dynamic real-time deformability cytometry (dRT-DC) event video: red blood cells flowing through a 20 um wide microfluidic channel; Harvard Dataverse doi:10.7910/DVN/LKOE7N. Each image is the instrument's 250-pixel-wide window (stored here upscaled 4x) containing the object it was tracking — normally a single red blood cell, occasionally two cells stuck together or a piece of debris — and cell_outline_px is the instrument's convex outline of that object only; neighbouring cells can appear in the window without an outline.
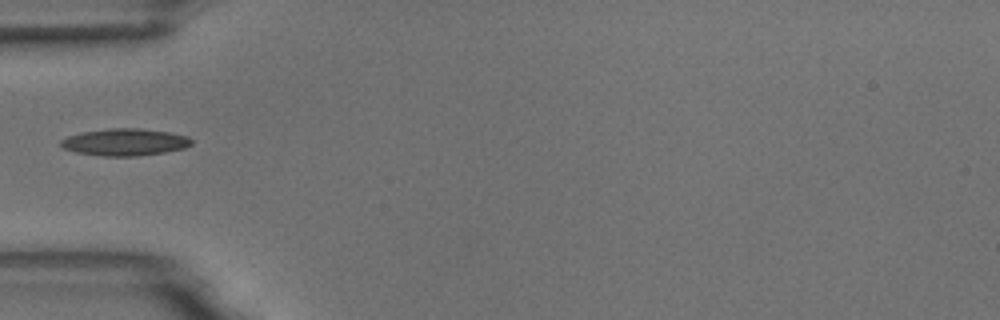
{"species": "common noctule bat (a hibernating species)", "species_latin": "Nyctalus noctula", "temperature_condition": "room temperature", "stored_images_in_passage": 2, "camera_frame_rate_fps": 3000, "um_per_image_px": 0.085, "animal": {"sex": "male", "body_mass_g": 18.8}, "frame": {"image": 1, "passage_image": 1, "time_ms": 0.0, "image_size_px": [1000, 320], "cell_outline_px": [[192, 144], [184, 148], [164, 152], [136, 156], [100, 156], [76, 152], [64, 148], [60, 144], [60, 140], [68, 136], [84, 132], [108, 128], [140, 128], [168, 132], [188, 136], [192, 140]], "centroid_in_image_um": [10.62, 12.08], "position_along_channel_um": 74.4, "area_um2": 20.52}}